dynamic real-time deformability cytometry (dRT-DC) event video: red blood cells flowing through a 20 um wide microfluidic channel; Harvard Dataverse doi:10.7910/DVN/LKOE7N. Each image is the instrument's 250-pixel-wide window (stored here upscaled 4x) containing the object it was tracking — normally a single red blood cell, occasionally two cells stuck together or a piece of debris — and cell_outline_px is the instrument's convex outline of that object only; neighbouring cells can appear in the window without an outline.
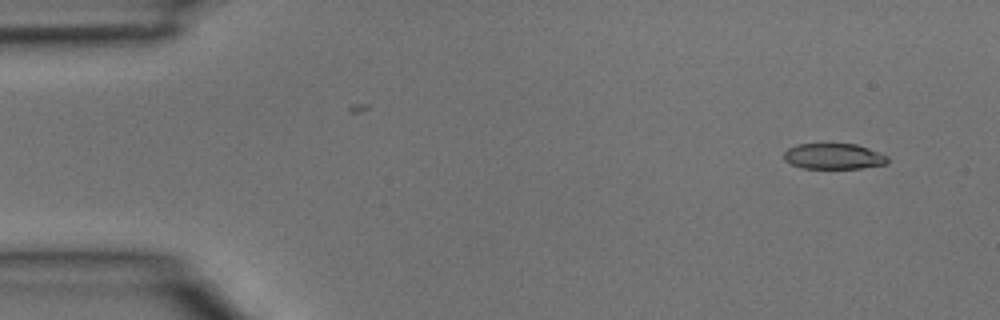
{"species": "common noctule bat (a hibernating species)", "species_latin": "Nyctalus noctula", "temperature_condition": "room temperature", "stored_images_in_passage": 4, "camera_frame_rate_fps": 3000, "um_per_image_px": 0.085, "animal": {"sex": "male", "body_mass_g": 15.6}, "frame": {"image": 1, "passage_image": 1, "time_ms": 0.0, "image_size_px": [1000, 320], "cell_outline_px": [[888, 160], [884, 164], [860, 168], [800, 168], [784, 160], [784, 152], [788, 148], [796, 144], [856, 144], [868, 148], [888, 156]], "centroid_in_image_um": [70.83, 13.28], "position_along_channel_um": 14.2, "area_um2": 15.43}}